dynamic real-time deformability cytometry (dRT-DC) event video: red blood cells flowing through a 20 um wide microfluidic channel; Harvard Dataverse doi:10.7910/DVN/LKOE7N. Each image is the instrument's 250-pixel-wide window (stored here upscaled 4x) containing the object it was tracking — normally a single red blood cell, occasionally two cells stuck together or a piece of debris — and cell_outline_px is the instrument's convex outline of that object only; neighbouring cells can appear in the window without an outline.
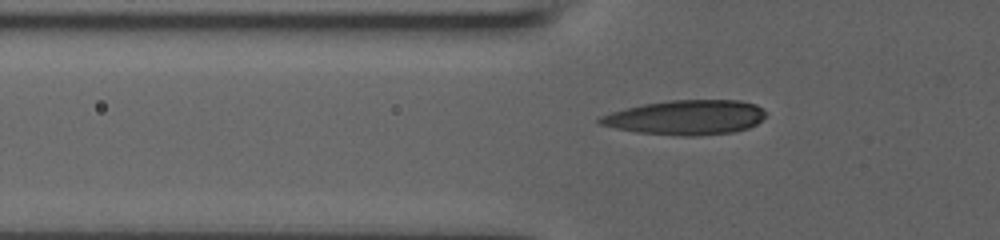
{"species": "human", "species_latin": "Homo sapiens", "temperature_condition": "room temperature", "stored_images_in_passage": 18, "camera_frame_rate_fps": 3000, "um_per_image_px": 0.085, "donor": {"sex": "male"}, "frame": {"image": 1, "passage_image": 8, "time_ms": 2.333, "image_size_px": [1000, 240], "cell_outline_px": [[764, 116], [756, 124], [748, 128], [732, 132], [700, 136], [680, 136], [636, 132], [616, 128], [600, 124], [596, 120], [600, 116], [612, 112], [644, 104], [672, 100], [740, 100], [756, 104], [764, 112]], "centroid_in_image_um": [58.3, 9.99], "position_along_channel_um": 67.5, "area_um2": 33.29}}
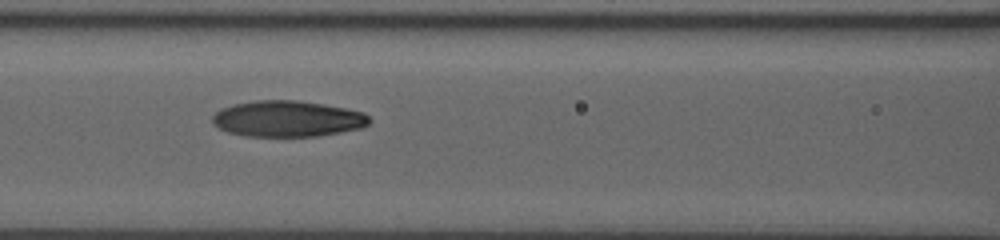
{"frame": {"image": 2, "passage_image": 14, "time_ms": 4.333, "image_size_px": [1000, 240], "cell_outline_px": [[372, 120], [368, 124], [360, 128], [340, 132], [316, 136], [244, 136], [228, 132], [212, 124], [212, 116], [220, 108], [232, 104], [256, 100], [296, 100], [324, 104], [364, 112]], "centroid_in_image_um": [24.41, 10.09], "position_along_channel_um": 142.2, "area_um2": 33.06}}
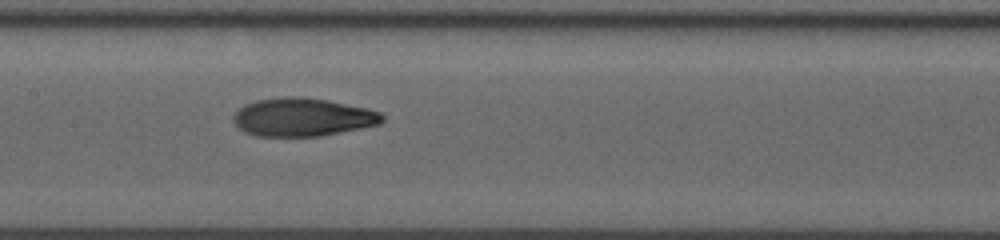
{"frame": {"image": 3, "passage_image": 17, "time_ms": 5.333, "image_size_px": [1000, 240], "cell_outline_px": [[384, 120], [380, 124], [320, 136], [256, 136], [244, 132], [232, 120], [232, 116], [244, 104], [256, 100], [284, 96], [296, 96], [328, 100], [368, 108], [380, 112], [384, 116]], "centroid_in_image_um": [25.71, 9.95], "position_along_channel_um": 181.7, "area_um2": 33.23}}